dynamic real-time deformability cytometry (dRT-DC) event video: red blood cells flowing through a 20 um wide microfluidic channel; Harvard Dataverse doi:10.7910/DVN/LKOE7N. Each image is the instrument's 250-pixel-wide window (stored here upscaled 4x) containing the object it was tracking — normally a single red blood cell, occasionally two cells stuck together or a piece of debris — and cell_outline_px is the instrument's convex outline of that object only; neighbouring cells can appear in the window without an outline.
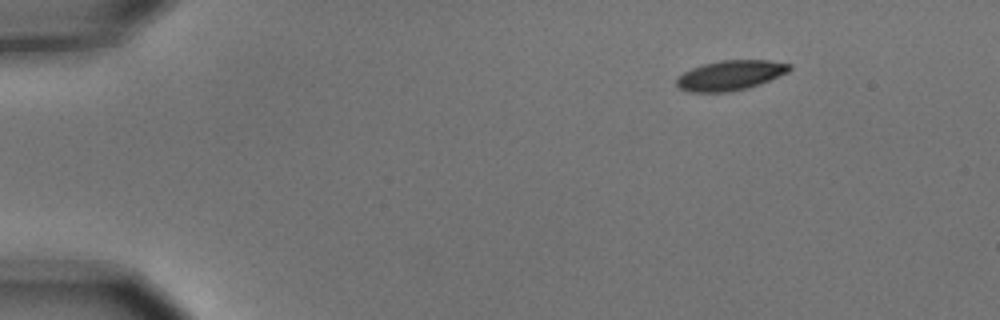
{"species": "common noctule bat (a hibernating species)", "species_latin": "Nyctalus noctula", "temperature_condition": "cold", "stored_images_in_passage": 3, "camera_frame_rate_fps": 3000, "um_per_image_px": 0.085, "animal": {"sex": "male", "body_mass_g": 15.6}, "frame": {"image": 1, "passage_image": 1, "time_ms": 0.0, "image_size_px": [1000, 320], "cell_outline_px": [[792, 68], [788, 72], [760, 84], [748, 88], [728, 92], [688, 92], [680, 88], [676, 84], [676, 76], [692, 68], [704, 64], [720, 60], [772, 60], [792, 64]], "centroid_in_image_um": [62.08, 6.4], "position_along_channel_um": 22.9, "area_um2": 19.83}}